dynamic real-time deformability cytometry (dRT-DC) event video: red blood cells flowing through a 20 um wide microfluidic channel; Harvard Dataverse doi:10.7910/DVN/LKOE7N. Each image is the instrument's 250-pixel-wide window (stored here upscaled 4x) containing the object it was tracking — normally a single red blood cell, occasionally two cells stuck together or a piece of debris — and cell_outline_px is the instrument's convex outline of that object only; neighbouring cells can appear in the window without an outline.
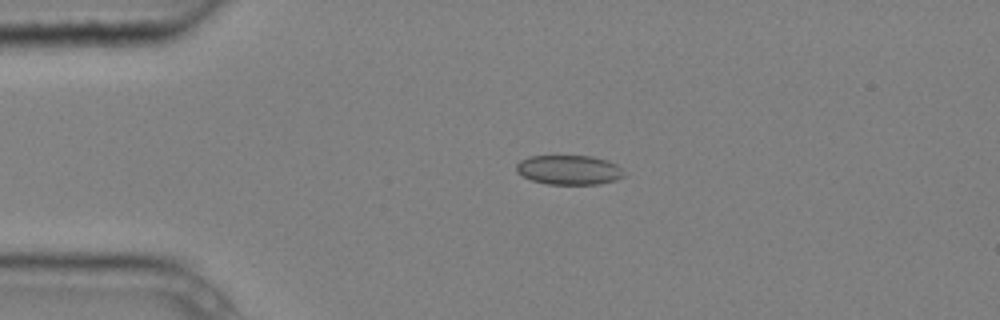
{"species": "common noctule bat (a hibernating species)", "species_latin": "Nyctalus noctula", "temperature_condition": "cold", "stored_images_in_passage": 5, "camera_frame_rate_fps": 3000, "um_per_image_px": 0.085, "animal": {"sex": "male", "body_mass_g": 20.4}, "frame": {"image": 1, "passage_image": 4, "time_ms": 1.0, "image_size_px": [1000, 320], "cell_outline_px": [[624, 176], [616, 180], [600, 184], [548, 184], [532, 180], [516, 172], [516, 164], [520, 160], [528, 156], [592, 156], [608, 160], [616, 164], [624, 172]], "centroid_in_image_um": [48.37, 14.44], "position_along_channel_um": 36.6, "area_um2": 18.55}}